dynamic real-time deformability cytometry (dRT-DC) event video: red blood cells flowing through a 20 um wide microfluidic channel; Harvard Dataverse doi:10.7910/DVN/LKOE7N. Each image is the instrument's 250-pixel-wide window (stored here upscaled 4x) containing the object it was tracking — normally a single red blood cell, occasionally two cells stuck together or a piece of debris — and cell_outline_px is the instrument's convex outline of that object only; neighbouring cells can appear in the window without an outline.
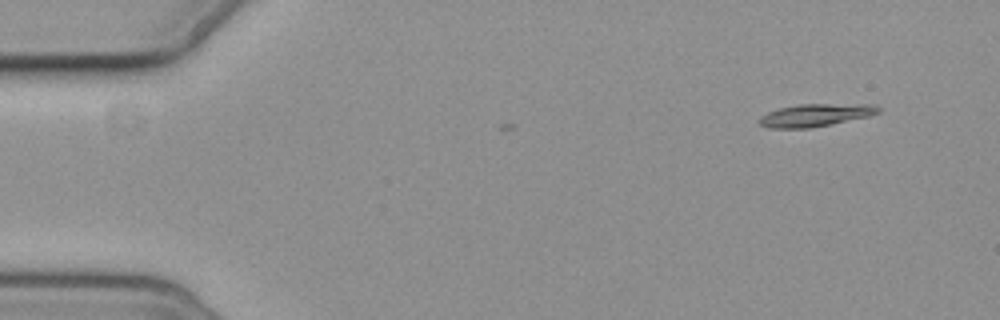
{"species": "common noctule bat (a hibernating species)", "species_latin": "Nyctalus noctula", "temperature_condition": "cold", "stored_images_in_passage": 5, "camera_frame_rate_fps": 3000, "um_per_image_px": 0.085, "animal": {"sex": "female", "body_mass_g": 19.3, "forearm_length_mm": 54.1}, "frame": {"image": 1, "passage_image": 1, "time_ms": 0.0, "image_size_px": [1000, 320], "cell_outline_px": [[880, 112], [868, 116], [808, 128], [768, 128], [760, 124], [760, 116], [768, 112], [780, 108], [800, 104], [876, 104], [880, 108]], "centroid_in_image_um": [69.32, 9.77], "position_along_channel_um": 15.7, "area_um2": 15.43}}
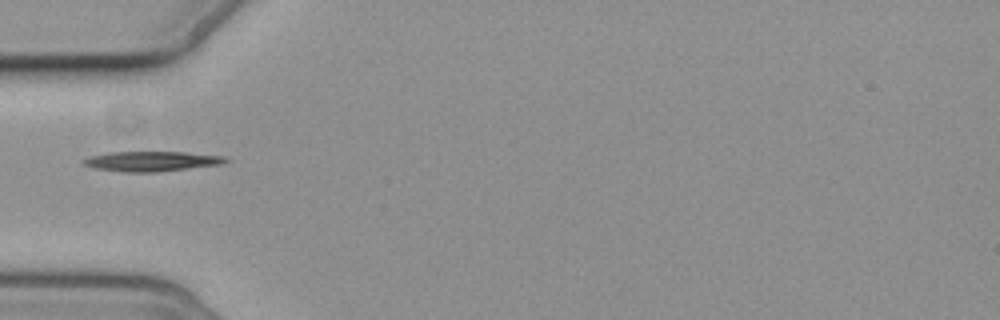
{"frame": {"image": 2, "passage_image": 5, "time_ms": 4.667, "image_size_px": [1000, 320], "cell_outline_px": [[228, 160], [220, 164], [156, 172], [120, 172], [92, 168], [80, 164], [80, 160], [92, 156], [108, 152], [184, 152], [224, 156]], "centroid_in_image_um": [12.77, 13.71], "position_along_channel_um": 72.2, "area_um2": 16.53}}